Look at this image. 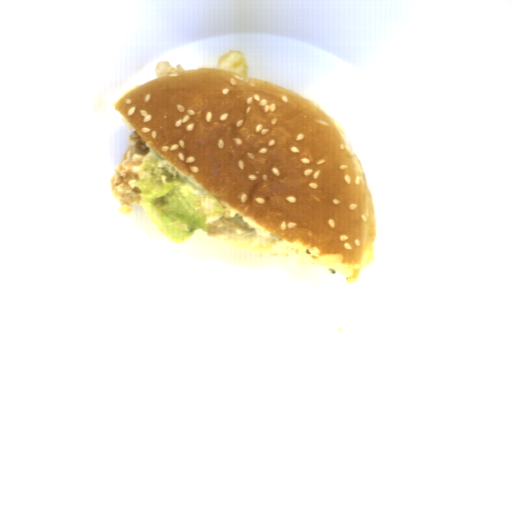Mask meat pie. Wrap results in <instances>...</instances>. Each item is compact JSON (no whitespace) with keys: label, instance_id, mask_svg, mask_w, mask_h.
<instances>
[{"label":"meat pie","instance_id":"meat-pie-1","mask_svg":"<svg viewBox=\"0 0 512 512\" xmlns=\"http://www.w3.org/2000/svg\"><path fill=\"white\" fill-rule=\"evenodd\" d=\"M127 139V151L122 162L115 167L110 180L111 192L120 203L119 208L123 213H131L132 206L141 205V189L136 182L140 178L139 170L144 154L153 151L133 129Z\"/></svg>","mask_w":512,"mask_h":512},{"label":"meat pie","instance_id":"meat-pie-2","mask_svg":"<svg viewBox=\"0 0 512 512\" xmlns=\"http://www.w3.org/2000/svg\"><path fill=\"white\" fill-rule=\"evenodd\" d=\"M208 239H239L257 238L260 240L281 241L275 234L258 236L255 228L247 225L245 219L239 214L233 217L218 218L206 230Z\"/></svg>","mask_w":512,"mask_h":512},{"label":"meat pie","instance_id":"meat-pie-3","mask_svg":"<svg viewBox=\"0 0 512 512\" xmlns=\"http://www.w3.org/2000/svg\"><path fill=\"white\" fill-rule=\"evenodd\" d=\"M179 71H185L182 64H177V69L167 60L157 62L154 66L155 78H160L169 74H173Z\"/></svg>","mask_w":512,"mask_h":512}]
</instances>
